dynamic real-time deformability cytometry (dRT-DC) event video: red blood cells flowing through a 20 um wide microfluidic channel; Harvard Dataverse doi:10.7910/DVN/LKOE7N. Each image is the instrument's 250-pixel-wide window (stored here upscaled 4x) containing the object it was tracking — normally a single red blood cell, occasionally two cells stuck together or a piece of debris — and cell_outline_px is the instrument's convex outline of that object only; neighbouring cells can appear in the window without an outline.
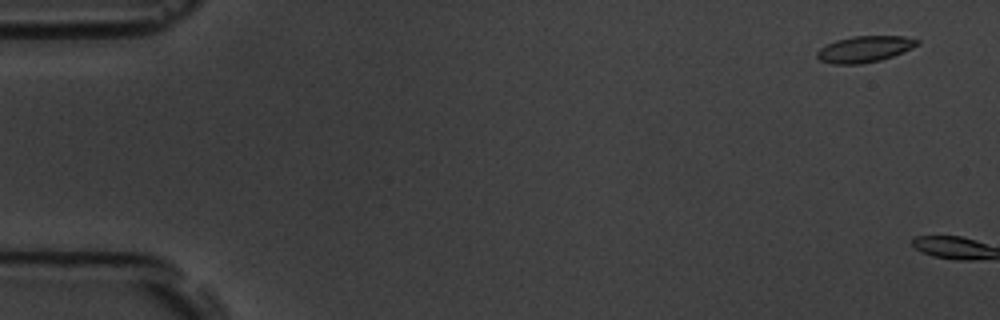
{"species": "common noctule bat (a hibernating species)", "species_latin": "Nyctalus noctula", "temperature_condition": "room temperature", "stored_images_in_passage": 2, "camera_frame_rate_fps": 3000, "um_per_image_px": 0.085, "animal": {"sex": "male", "body_mass_g": 19.5, "forearm_length_mm": 54.6}, "frame": {"image": 1, "passage_image": 1, "time_ms": 0.0, "image_size_px": [1000, 320], "cell_outline_px": [[920, 44], [912, 48], [892, 56], [880, 60], [860, 64], [832, 64], [820, 60], [816, 56], [816, 52], [820, 48], [836, 40], [852, 36], [904, 36], [920, 40]], "centroid_in_image_um": [73.49, 4.17], "position_along_channel_um": 11.5, "area_um2": 15.32}}